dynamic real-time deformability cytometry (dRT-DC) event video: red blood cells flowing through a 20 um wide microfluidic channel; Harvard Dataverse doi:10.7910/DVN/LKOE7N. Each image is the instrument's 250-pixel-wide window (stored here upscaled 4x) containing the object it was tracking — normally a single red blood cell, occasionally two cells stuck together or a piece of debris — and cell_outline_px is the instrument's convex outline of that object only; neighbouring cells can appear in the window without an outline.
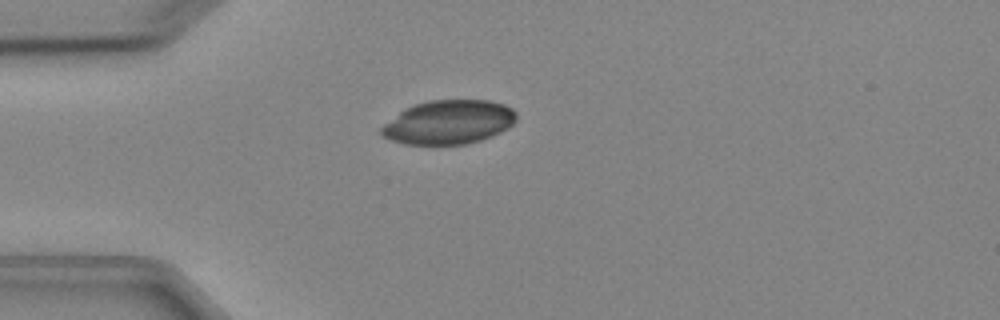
{"species": "Egyptian fruit bat (a non-hibernating species)", "species_latin": "Rousettus aegyptiacus", "temperature_condition": "cold", "stored_images_in_passage": 6, "camera_frame_rate_fps": 3000, "um_per_image_px": 0.085, "animal": {"sex": "female"}, "frame": {"image": 1, "passage_image": 6, "time_ms": 6.0, "image_size_px": [1000, 320], "cell_outline_px": [[516, 120], [508, 128], [492, 136], [480, 140], [464, 144], [404, 144], [380, 136], [380, 128], [384, 124], [400, 112], [416, 104], [428, 100], [488, 100], [504, 104], [512, 108], [516, 112]], "centroid_in_image_um": [38.15, 10.38], "position_along_channel_um": 46.9, "area_um2": 34.45}}